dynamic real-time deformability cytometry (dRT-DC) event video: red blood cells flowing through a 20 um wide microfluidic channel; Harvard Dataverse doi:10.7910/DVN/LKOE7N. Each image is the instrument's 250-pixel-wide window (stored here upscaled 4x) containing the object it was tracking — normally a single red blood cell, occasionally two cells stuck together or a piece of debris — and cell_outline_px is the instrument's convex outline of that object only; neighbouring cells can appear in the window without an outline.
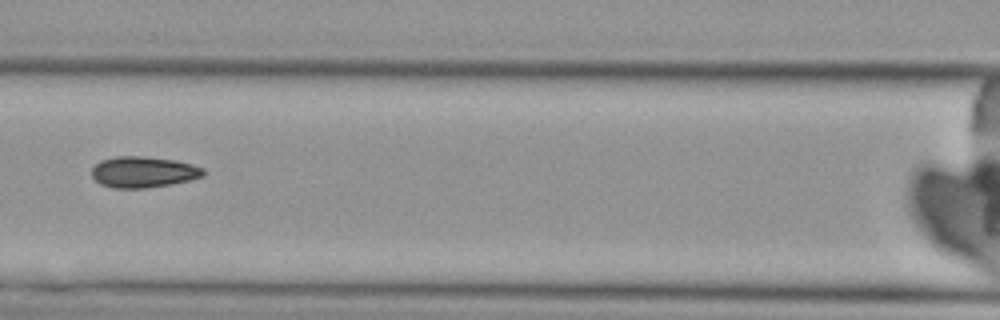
{"species": "Egyptian fruit bat (a non-hibernating species)", "species_latin": "Rousettus aegyptiacus", "temperature_condition": "cold", "stored_images_in_passage": 8, "camera_frame_rate_fps": 3000, "um_per_image_px": 0.085, "animal": {"sex": "female"}, "frame": {"image": 1, "passage_image": 8, "time_ms": 8.333, "image_size_px": [1000, 320], "cell_outline_px": [[204, 176], [172, 184], [144, 188], [112, 188], [100, 184], [92, 176], [92, 168], [100, 160], [116, 156], [140, 156], [176, 160], [192, 164], [204, 168]], "centroid_in_image_um": [12.18, 14.62], "position_along_channel_um": 154.4, "area_um2": 20.23}}